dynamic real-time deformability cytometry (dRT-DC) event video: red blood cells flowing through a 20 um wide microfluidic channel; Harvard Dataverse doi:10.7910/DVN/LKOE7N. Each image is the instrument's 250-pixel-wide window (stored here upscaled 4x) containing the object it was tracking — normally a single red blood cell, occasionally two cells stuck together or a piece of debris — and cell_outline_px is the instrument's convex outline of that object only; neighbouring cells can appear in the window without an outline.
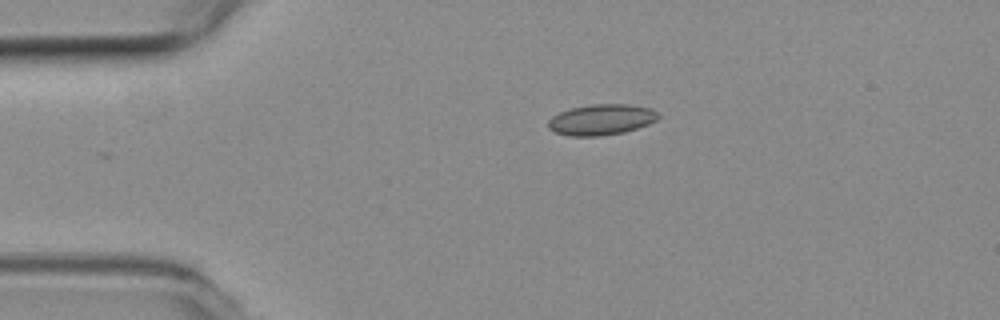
{"species": "common noctule bat (a hibernating species)", "species_latin": "Nyctalus noctula", "temperature_condition": "room temperature", "stored_images_in_passage": 33, "camera_frame_rate_fps": 3000, "um_per_image_px": 0.085, "animal": {"sex": "female", "body_mass_g": 19.3, "forearm_length_mm": 54.1}, "frame": {"image": 1, "passage_image": 1, "time_ms": 0.0, "image_size_px": [1000, 320], "cell_outline_px": [[660, 116], [656, 120], [648, 124], [624, 132], [600, 136], [568, 136], [556, 132], [548, 128], [548, 120], [552, 116], [560, 112], [572, 108], [596, 104], [624, 104], [648, 108], [656, 112]], "centroid_in_image_um": [51.08, 10.18], "position_along_channel_um": 33.9, "area_um2": 19.48}}
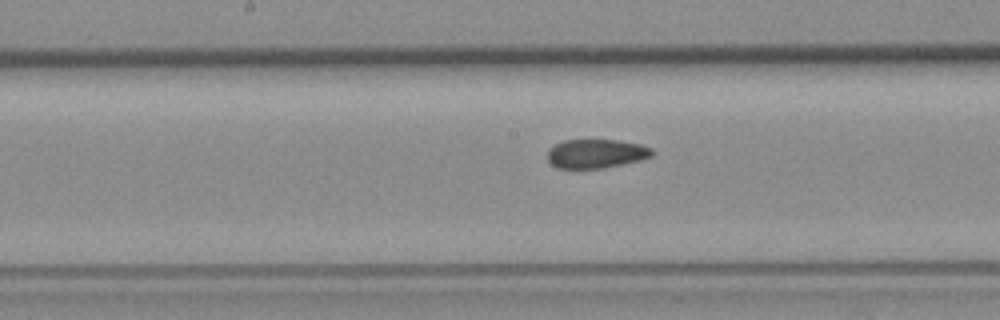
{"frame": {"image": 2, "passage_image": 17, "time_ms": 5.333, "image_size_px": [1000, 320], "cell_outline_px": [[656, 152], [652, 156], [640, 160], [624, 164], [604, 168], [556, 168], [548, 160], [548, 148], [564, 140], [616, 140], [640, 144], [652, 148]], "centroid_in_image_um": [50.69, 13.06], "position_along_channel_um": 197.5, "area_um2": 17.74}}
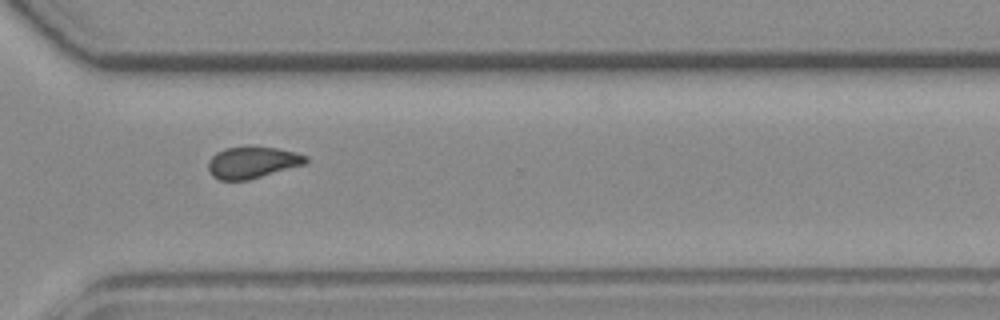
{"frame": {"image": 3, "passage_image": 29, "time_ms": 9.333, "image_size_px": [1000, 320], "cell_outline_px": [[308, 160], [304, 164], [248, 180], [220, 180], [212, 176], [208, 172], [208, 160], [216, 152], [224, 148], [276, 148], [296, 152], [308, 156]], "centroid_in_image_um": [21.42, 13.82], "position_along_channel_um": 349.2, "area_um2": 17.69}, "authors_computed_cell_mechanics": {"area_um2": 18.4382, "velocity_mm_per_s": 3.798, "shape_relaxation_time_tau1_ms": null, "shape_relaxation_time_tau2_ms": 1.8157, "deformation_change_tau1": null, "deformation_change_tau2": 0.071}}